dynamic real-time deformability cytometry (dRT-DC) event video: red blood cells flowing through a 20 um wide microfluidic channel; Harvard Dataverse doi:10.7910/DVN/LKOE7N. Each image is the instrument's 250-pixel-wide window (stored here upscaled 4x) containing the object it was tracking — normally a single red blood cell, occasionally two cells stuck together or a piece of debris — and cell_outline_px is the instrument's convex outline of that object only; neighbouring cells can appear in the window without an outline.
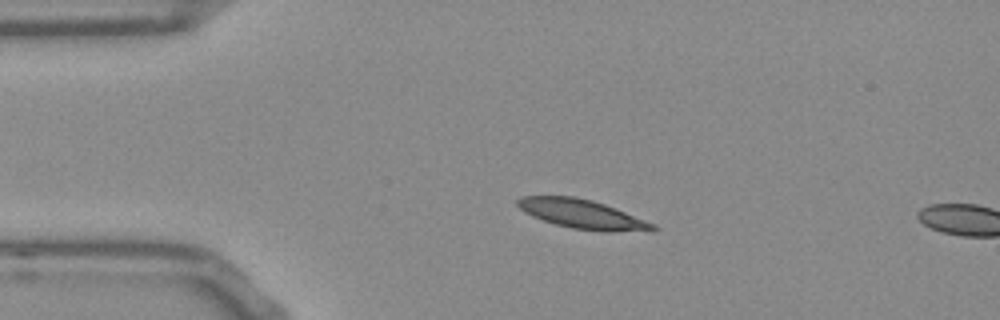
{"species": "Egyptian fruit bat (a non-hibernating species)", "species_latin": "Rousettus aegyptiacus", "temperature_condition": "room temperature", "stored_images_in_passage": 13, "camera_frame_rate_fps": 3000, "um_per_image_px": 0.085, "frame": {"image": 1, "passage_image": 10, "time_ms": 3.0, "image_size_px": [1000, 320], "cell_outline_px": [[660, 228], [656, 232], [604, 232], [572, 228], [556, 224], [532, 216], [524, 212], [516, 204], [516, 200], [520, 196], [572, 196], [592, 200], [604, 204], [656, 224]], "centroid_in_image_um": [49.57, 18.23], "position_along_channel_um": 35.4, "area_um2": 23.24}}